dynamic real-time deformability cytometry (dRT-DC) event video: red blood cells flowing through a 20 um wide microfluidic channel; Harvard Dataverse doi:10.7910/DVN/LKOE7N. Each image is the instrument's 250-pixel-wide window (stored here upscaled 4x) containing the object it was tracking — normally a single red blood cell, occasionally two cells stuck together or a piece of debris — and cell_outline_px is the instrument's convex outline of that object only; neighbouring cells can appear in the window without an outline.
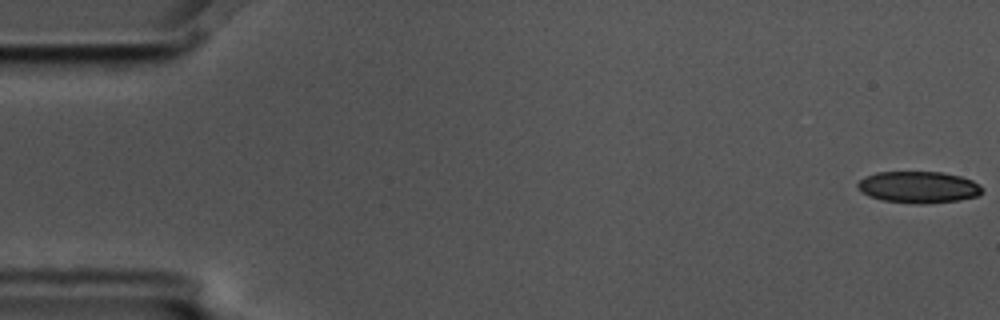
{"species": "common noctule bat (a hibernating species)", "species_latin": "Nyctalus noctula", "temperature_condition": "cold", "stored_images_in_passage": 9, "camera_frame_rate_fps": 3000, "um_per_image_px": 0.085, "animal": {"sex": "male", "body_mass_g": 17.5, "forearm_length_mm": 52.3}, "frame": {"image": 1, "passage_image": 1, "time_ms": 0.0, "image_size_px": [1000, 320], "cell_outline_px": [[984, 192], [980, 196], [960, 200], [924, 204], [916, 204], [884, 200], [868, 196], [860, 192], [856, 188], [856, 184], [864, 176], [876, 172], [944, 172], [960, 176], [972, 180], [980, 184], [984, 188]], "centroid_in_image_um": [78.09, 15.91], "position_along_channel_um": 6.9, "area_um2": 23.41}}
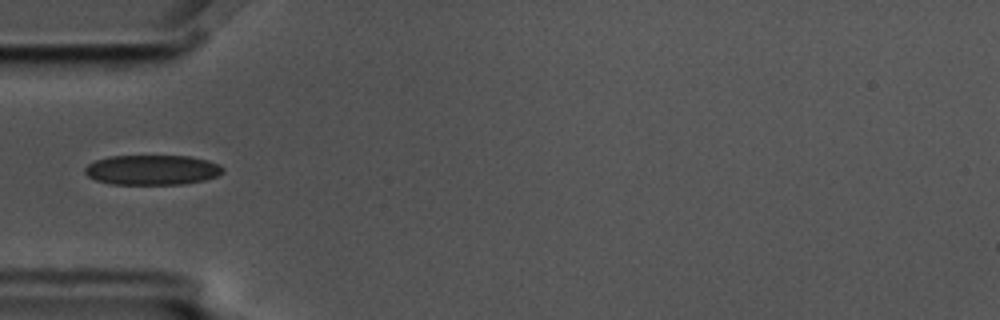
{"frame": {"image": 2, "passage_image": 6, "time_ms": 1.667, "image_size_px": [1000, 320], "cell_outline_px": [[224, 172], [216, 176], [204, 180], [184, 184], [112, 184], [96, 180], [88, 176], [84, 172], [84, 168], [88, 164], [96, 160], [108, 156], [188, 156], [208, 160], [220, 164], [224, 168]], "centroid_in_image_um": [12.95, 14.44], "position_along_channel_um": 72.1, "area_um2": 24.16}}